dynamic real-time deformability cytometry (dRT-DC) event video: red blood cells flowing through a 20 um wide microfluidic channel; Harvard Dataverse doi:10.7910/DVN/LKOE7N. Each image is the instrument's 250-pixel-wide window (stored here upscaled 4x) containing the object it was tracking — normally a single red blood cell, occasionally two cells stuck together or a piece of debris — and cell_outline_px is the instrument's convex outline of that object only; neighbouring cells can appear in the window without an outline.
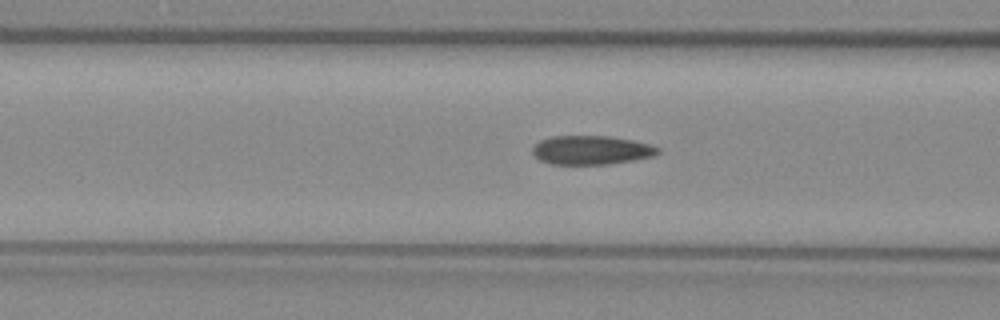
{"species": "common noctule bat (a hibernating species)", "species_latin": "Nyctalus noctula", "temperature_condition": "warm", "stored_images_in_passage": 38, "camera_frame_rate_fps": 3000, "um_per_image_px": 0.085, "animal": {"sex": "female", "body_mass_g": 29.2, "forearm_length_mm": 56.3}, "frame": {"image": 1, "passage_image": 17, "time_ms": 5.333, "image_size_px": [1000, 320], "cell_outline_px": [[660, 152], [652, 156], [632, 160], [608, 164], [552, 164], [540, 160], [532, 152], [532, 148], [540, 140], [552, 136], [608, 136], [632, 140], [648, 144], [660, 148]], "centroid_in_image_um": [50.24, 12.75], "position_along_channel_um": 116.4, "area_um2": 20.92}}